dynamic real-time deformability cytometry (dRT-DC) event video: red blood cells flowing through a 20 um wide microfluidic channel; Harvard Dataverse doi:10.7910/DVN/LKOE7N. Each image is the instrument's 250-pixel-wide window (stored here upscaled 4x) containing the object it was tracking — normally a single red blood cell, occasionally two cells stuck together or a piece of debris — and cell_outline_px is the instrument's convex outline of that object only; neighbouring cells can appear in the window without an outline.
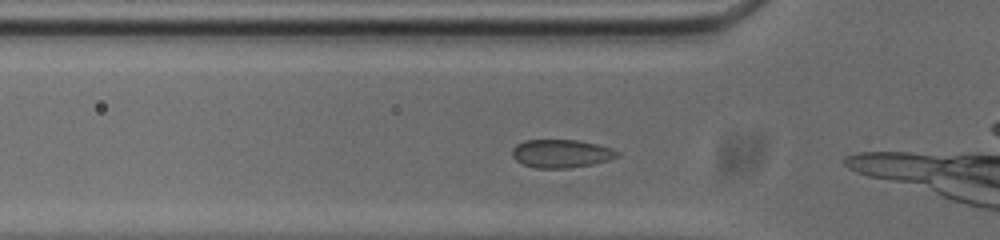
{"species": "common noctule bat (a hibernating species)", "species_latin": "Nyctalus noctula", "temperature_condition": "cold", "stored_images_in_passage": 7, "camera_frame_rate_fps": 3000, "um_per_image_px": 0.085, "animal": {"sex": "male", "body_mass_g": 20.0, "forearm_length_mm": 53.3}, "frame": {"image": 1, "passage_image": 3, "time_ms": 0.667, "image_size_px": [1000, 240], "cell_outline_px": [[620, 156], [608, 160], [592, 164], [572, 168], [536, 168], [524, 164], [516, 160], [512, 156], [512, 148], [516, 144], [524, 140], [576, 140], [596, 144], [612, 148], [620, 152]], "centroid_in_image_um": [47.71, 13.05], "position_along_channel_um": 78.1, "area_um2": 17.34}}
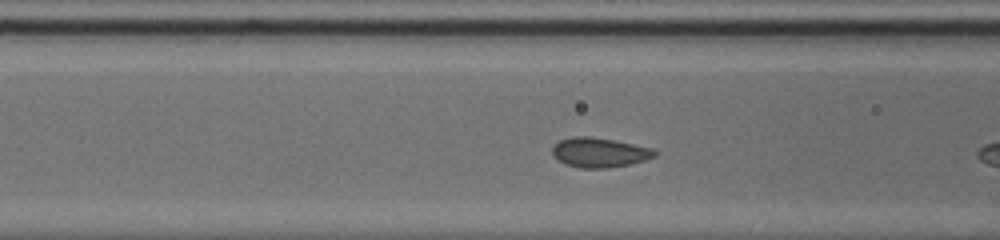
{"frame": {"image": 2, "passage_image": 6, "time_ms": 1.667, "image_size_px": [1000, 240], "cell_outline_px": [[656, 156], [632, 164], [608, 168], [580, 168], [564, 164], [552, 156], [552, 148], [560, 140], [572, 136], [592, 136], [652, 148], [656, 152]], "centroid_in_image_um": [50.92, 12.97], "position_along_channel_um": 115.7, "area_um2": 17.74}}